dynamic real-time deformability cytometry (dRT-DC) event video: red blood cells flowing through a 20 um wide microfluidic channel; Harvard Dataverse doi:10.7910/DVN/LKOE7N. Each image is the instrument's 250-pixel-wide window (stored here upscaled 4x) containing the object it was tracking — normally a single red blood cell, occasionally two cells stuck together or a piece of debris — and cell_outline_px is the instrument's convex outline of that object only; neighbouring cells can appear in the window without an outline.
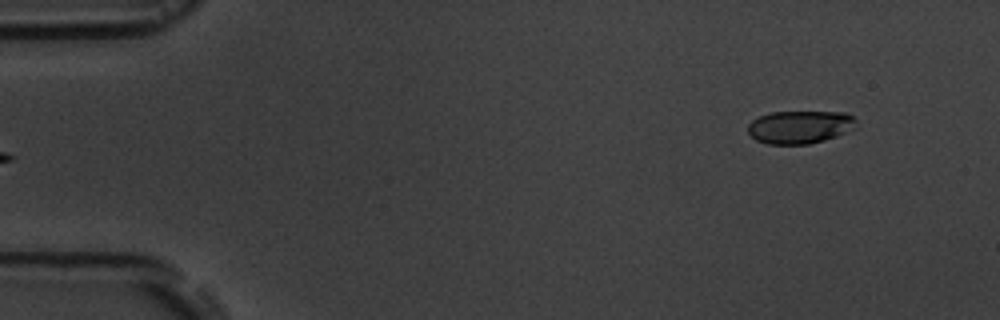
{"species": "common noctule bat (a hibernating species)", "species_latin": "Nyctalus noctula", "temperature_condition": "room temperature", "stored_images_in_passage": 6, "segment_of_instrument_passage": [2, 2], "camera_frame_rate_fps": 3000, "um_per_image_px": 0.085, "animal": {"sex": "male", "body_mass_g": 19.5, "forearm_length_mm": 54.6}, "frame": {"image": 1, "passage_image": 6, "time_ms": 5.667, "image_size_px": [1000, 320], "cell_outline_px": [[856, 128], [836, 136], [824, 140], [808, 144], [768, 144], [756, 140], [748, 132], [748, 124], [752, 120], [760, 116], [772, 112], [848, 112], [856, 120]], "centroid_in_image_um": [68.01, 10.79], "position_along_channel_um": 17.0, "area_um2": 20.81}}